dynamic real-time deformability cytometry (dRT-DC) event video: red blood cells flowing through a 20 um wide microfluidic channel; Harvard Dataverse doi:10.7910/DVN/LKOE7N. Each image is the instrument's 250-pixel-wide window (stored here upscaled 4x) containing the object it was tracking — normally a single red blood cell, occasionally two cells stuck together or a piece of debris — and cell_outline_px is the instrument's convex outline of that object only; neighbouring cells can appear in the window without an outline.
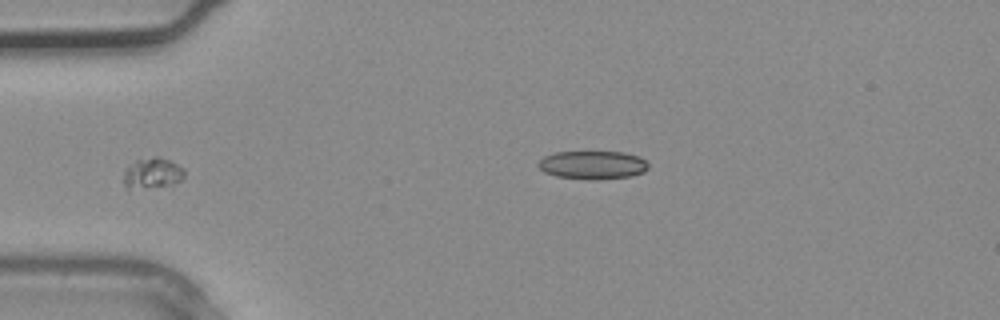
{"species": "common noctule bat (a hibernating species)", "species_latin": "Nyctalus noctula", "temperature_condition": "warm", "stored_images_in_passage": 3, "camera_frame_rate_fps": 3000, "um_per_image_px": 0.085, "animal": {"sex": "male", "body_mass_g": 20.4}, "frame": {"image": 1, "passage_image": 2, "time_ms": 0.333, "image_size_px": [1000, 320], "cell_outline_px": [[184, 176], [180, 180], [168, 184], [128, 188], [124, 184], [124, 172], [128, 164], [136, 160], [156, 156], [160, 156], [184, 168]], "centroid_in_image_um": [12.93, 14.66], "position_along_channel_um": 72.1, "area_um2": 10.4}}